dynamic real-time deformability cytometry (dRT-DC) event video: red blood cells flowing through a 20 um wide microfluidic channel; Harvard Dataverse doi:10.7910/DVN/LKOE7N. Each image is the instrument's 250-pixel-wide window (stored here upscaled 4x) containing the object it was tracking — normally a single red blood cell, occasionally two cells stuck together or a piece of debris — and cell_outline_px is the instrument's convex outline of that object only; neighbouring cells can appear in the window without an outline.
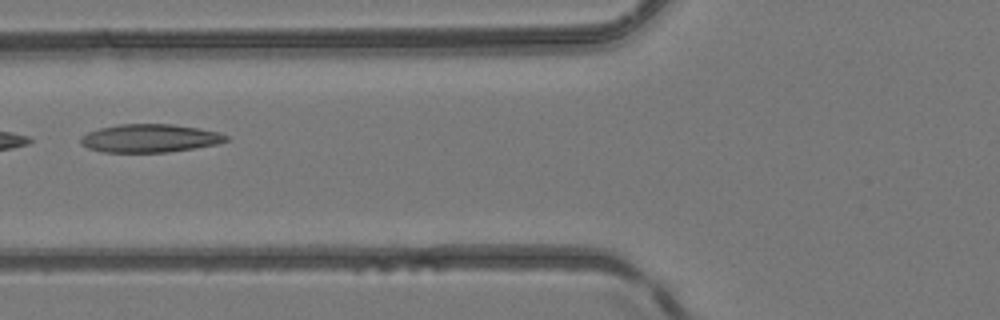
{"species": "common noctule bat (a hibernating species)", "species_latin": "Nyctalus noctula", "temperature_condition": "room temperature", "stored_images_in_passage": 5, "camera_frame_rate_fps": 3000, "um_per_image_px": 0.085, "animal": {"sex": "female", "body_mass_g": 24.6, "forearm_length_mm": 56.2}, "frame": {"image": 1, "passage_image": 5, "time_ms": 5.333, "image_size_px": [1000, 320], "cell_outline_px": [[232, 140], [216, 144], [168, 152], [104, 152], [88, 148], [80, 144], [80, 136], [88, 132], [100, 128], [120, 124], [172, 124], [220, 132], [228, 136]], "centroid_in_image_um": [12.73, 11.75], "position_along_channel_um": 113.1, "area_um2": 23.87}}